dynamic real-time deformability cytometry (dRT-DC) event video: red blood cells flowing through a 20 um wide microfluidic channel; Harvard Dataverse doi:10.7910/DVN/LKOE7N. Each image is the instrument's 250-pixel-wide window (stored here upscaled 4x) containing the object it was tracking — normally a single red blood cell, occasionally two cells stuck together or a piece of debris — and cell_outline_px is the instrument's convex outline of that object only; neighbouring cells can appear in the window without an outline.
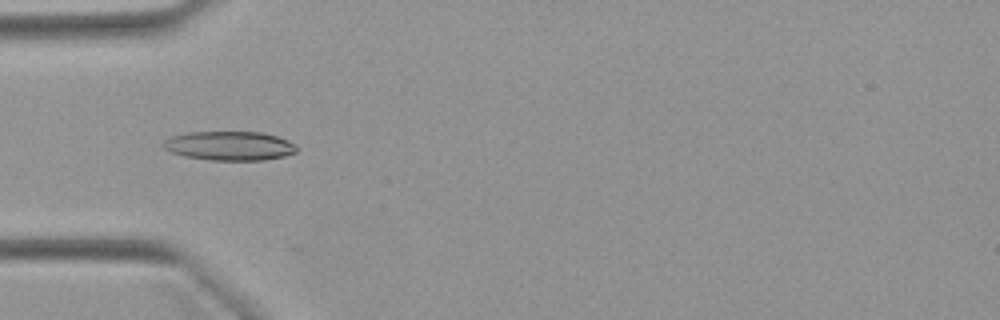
{"species": "Egyptian fruit bat (a non-hibernating species)", "species_latin": "Rousettus aegyptiacus", "temperature_condition": "warm", "stored_images_in_passage": 50, "camera_frame_rate_fps": 3000, "um_per_image_px": 0.085, "animal": {"sex": "female"}, "frame": {"image": 1, "passage_image": 15, "time_ms": 4.667, "image_size_px": [1000, 320], "cell_outline_px": [[296, 152], [284, 156], [264, 160], [208, 160], [184, 156], [172, 152], [164, 148], [160, 144], [164, 140], [172, 136], [188, 132], [260, 132], [276, 136], [288, 140], [296, 144]], "centroid_in_image_um": [19.49, 12.39], "position_along_channel_um": 65.5, "area_um2": 22.66}}
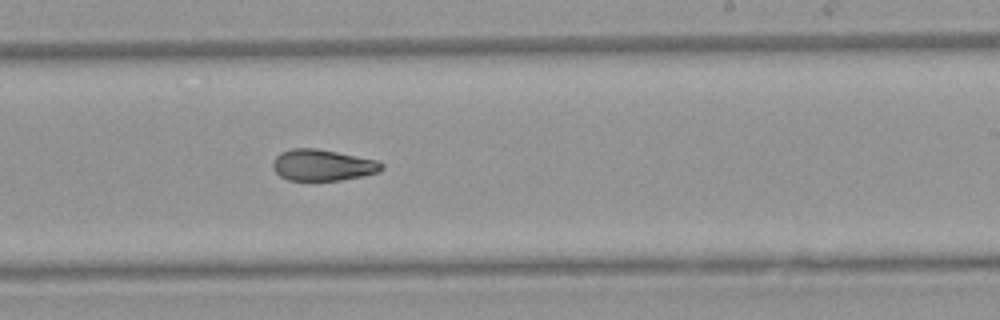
{"frame": {"image": 2, "passage_image": 30, "time_ms": 9.667, "image_size_px": [1000, 320], "cell_outline_px": [[384, 168], [380, 172], [340, 180], [288, 180], [280, 176], [272, 168], [272, 160], [280, 152], [292, 148], [316, 148], [376, 160], [384, 164]], "centroid_in_image_um": [27.39, 14.03], "position_along_channel_um": 261.6, "area_um2": 19.83}}
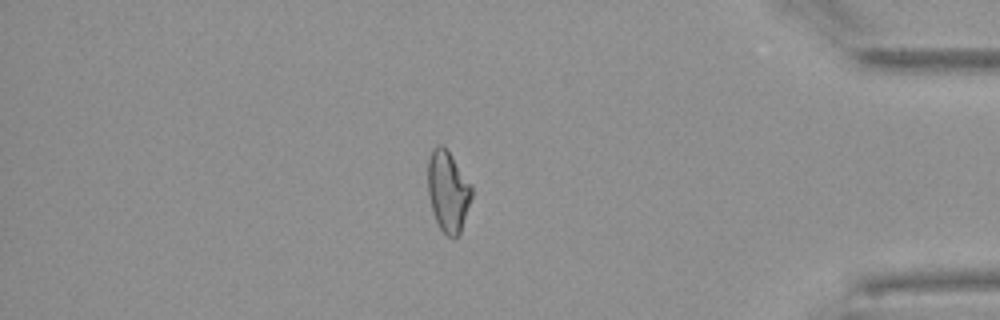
{"frame": {"image": 3, "passage_image": 43, "time_ms": 14.0, "image_size_px": [1000, 320], "cell_outline_px": [[472, 196], [460, 232], [452, 240], [440, 228], [436, 220], [432, 208], [428, 192], [428, 160], [432, 148], [436, 144], [440, 144], [448, 152], [472, 184]], "centroid_in_image_um": [38.08, 16.25], "position_along_channel_um": 397.1, "area_um2": 20.4}, "authors_computed_cell_mechanics": {"area_um2": 21.0681, "velocity_mm_per_s": 3.9388, "shape_relaxation_time_tau1_ms": null, "shape_relaxation_time_tau2_ms": 4.7789, "deformation_change_tau1": null, "deformation_change_tau2": 0.1243}}